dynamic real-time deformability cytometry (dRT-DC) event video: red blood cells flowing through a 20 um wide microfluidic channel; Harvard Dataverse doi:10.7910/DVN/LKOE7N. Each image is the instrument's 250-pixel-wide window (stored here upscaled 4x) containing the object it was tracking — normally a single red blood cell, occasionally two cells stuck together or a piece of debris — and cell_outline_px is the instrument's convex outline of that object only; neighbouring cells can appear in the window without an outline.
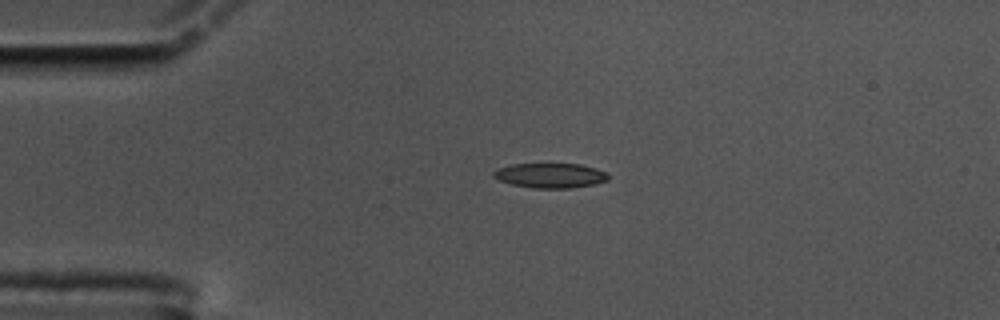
{"species": "common noctule bat (a hibernating species)", "species_latin": "Nyctalus noctula", "temperature_condition": "cold", "stored_images_in_passage": 45, "camera_frame_rate_fps": 3000, "um_per_image_px": 0.085, "animal": {"sex": "male", "body_mass_g": 17.5, "forearm_length_mm": 52.3}, "frame": {"image": 1, "passage_image": 1, "time_ms": 0.0, "image_size_px": [1000, 320], "cell_outline_px": [[608, 180], [596, 184], [572, 188], [532, 188], [512, 184], [500, 180], [492, 176], [492, 172], [500, 168], [512, 164], [580, 164], [596, 168], [608, 172]], "centroid_in_image_um": [46.82, 14.92], "position_along_channel_um": 38.2, "area_um2": 16.59}}
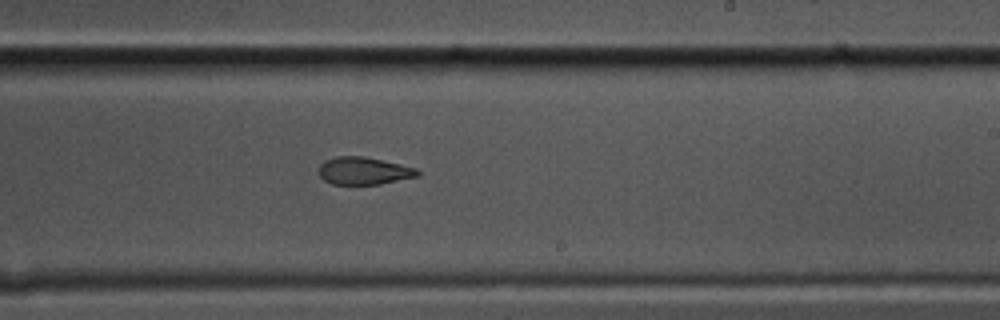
{"frame": {"image": 2, "passage_image": 22, "time_ms": 7.0, "image_size_px": [1000, 320], "cell_outline_px": [[420, 176], [380, 184], [332, 184], [324, 180], [320, 176], [320, 164], [324, 160], [336, 156], [364, 156], [400, 164], [416, 168], [420, 172]], "centroid_in_image_um": [30.93, 14.52], "position_along_channel_um": 258.1, "area_um2": 15.84}}
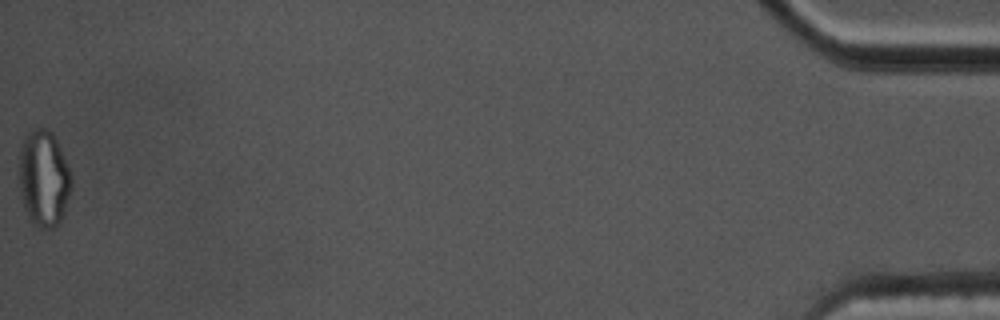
{"frame": {"image": 3, "passage_image": 45, "time_ms": 14.667, "image_size_px": [1000, 320], "cell_outline_px": [[72, 184], [60, 220], [52, 228], [40, 228], [32, 224], [24, 208], [16, 176], [20, 152], [24, 136], [28, 132], [36, 128], [48, 128], [52, 132], [60, 148], [72, 176]], "centroid_in_image_um": [3.66, 15.14], "position_along_channel_um": 431.5, "area_um2": 29.59}, "authors_computed_cell_mechanics": {"area_um2": 17.1088, "velocity_mm_per_s": 3.5582, "shape_relaxation_time_tau1_ms": null, "shape_relaxation_time_tau2_ms": 3.7753, "deformation_change_tau1": null, "deformation_change_tau2": 0.103}}